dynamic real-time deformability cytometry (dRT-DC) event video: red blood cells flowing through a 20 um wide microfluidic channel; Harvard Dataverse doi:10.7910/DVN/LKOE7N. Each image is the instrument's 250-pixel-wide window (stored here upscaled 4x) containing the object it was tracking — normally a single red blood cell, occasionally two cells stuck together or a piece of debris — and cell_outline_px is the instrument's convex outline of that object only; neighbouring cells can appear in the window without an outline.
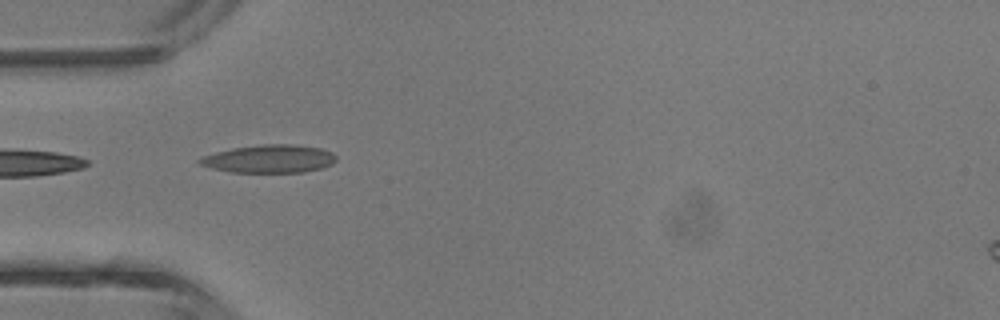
{"species": "common noctule bat (a hibernating species)", "species_latin": "Nyctalus noctula", "temperature_condition": "room temperature", "stored_images_in_passage": 1, "camera_frame_rate_fps": 3000, "um_per_image_px": 0.085, "animal": {"sex": "male", "body_mass_g": 13.3}, "frame": {"image": 1, "passage_image": 1, "time_ms": 0.0, "image_size_px": [1000, 320], "cell_outline_px": [[336, 160], [332, 164], [320, 168], [304, 172], [228, 172], [212, 168], [200, 164], [196, 160], [204, 156], [216, 152], [232, 148], [260, 144], [296, 144], [320, 148], [332, 152], [336, 156]], "centroid_in_image_um": [22.9, 13.49], "position_along_channel_um": 62.1, "area_um2": 22.31}}